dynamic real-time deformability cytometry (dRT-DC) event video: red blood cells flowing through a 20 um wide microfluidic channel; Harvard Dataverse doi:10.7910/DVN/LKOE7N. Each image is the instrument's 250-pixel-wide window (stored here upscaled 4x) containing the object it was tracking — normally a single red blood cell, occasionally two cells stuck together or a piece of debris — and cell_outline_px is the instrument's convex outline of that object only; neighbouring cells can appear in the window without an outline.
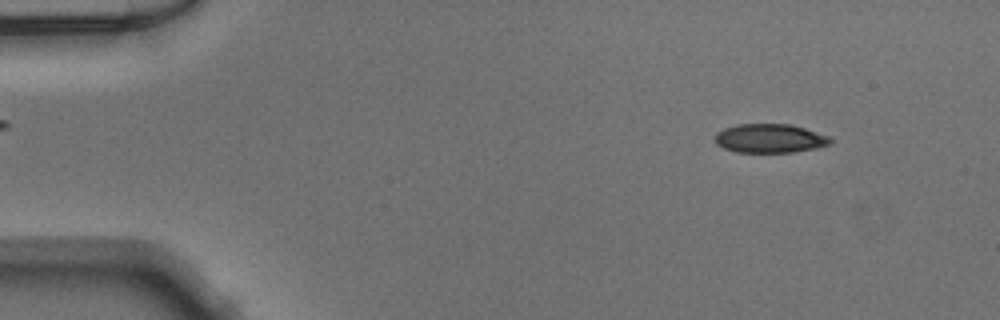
{"species": "Egyptian fruit bat (a non-hibernating species)", "species_latin": "Rousettus aegyptiacus", "temperature_condition": "warm", "stored_images_in_passage": 49, "camera_frame_rate_fps": 3000, "um_per_image_px": 0.085, "animal": {"sex": "male"}, "frame": {"image": 1, "passage_image": 5, "time_ms": 1.333, "image_size_px": [1000, 320], "cell_outline_px": [[832, 140], [828, 144], [816, 148], [792, 152], [736, 152], [724, 148], [716, 144], [716, 132], [724, 128], [736, 124], [788, 124], [804, 128], [828, 136]], "centroid_in_image_um": [65.4, 11.76], "position_along_channel_um": 19.6, "area_um2": 19.25}}
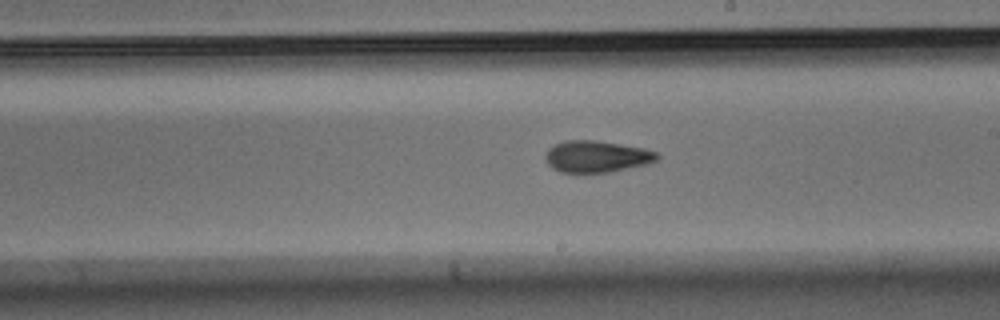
{"frame": {"image": 2, "passage_image": 28, "time_ms": 9.0, "image_size_px": [1000, 320], "cell_outline_px": [[660, 156], [656, 160], [648, 164], [608, 172], [560, 172], [552, 168], [548, 164], [544, 156], [548, 148], [564, 140], [596, 140], [644, 148], [656, 152]], "centroid_in_image_um": [50.7, 13.3], "position_along_channel_um": 238.3, "area_um2": 20.58}}
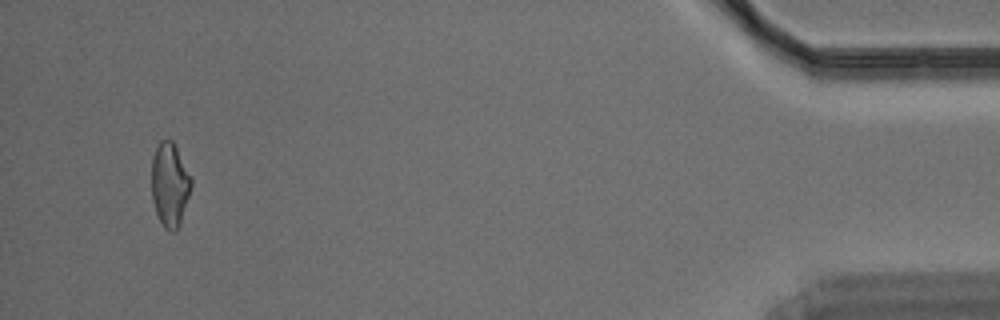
{"frame": {"image": 3, "passage_image": 47, "time_ms": 15.333, "image_size_px": [1000, 320], "cell_outline_px": [[192, 184], [180, 224], [176, 232], [168, 232], [164, 228], [156, 212], [152, 200], [152, 156], [160, 140], [172, 140], [192, 180]], "centroid_in_image_um": [14.42, 15.73], "position_along_channel_um": 420.8, "area_um2": 19.19}}